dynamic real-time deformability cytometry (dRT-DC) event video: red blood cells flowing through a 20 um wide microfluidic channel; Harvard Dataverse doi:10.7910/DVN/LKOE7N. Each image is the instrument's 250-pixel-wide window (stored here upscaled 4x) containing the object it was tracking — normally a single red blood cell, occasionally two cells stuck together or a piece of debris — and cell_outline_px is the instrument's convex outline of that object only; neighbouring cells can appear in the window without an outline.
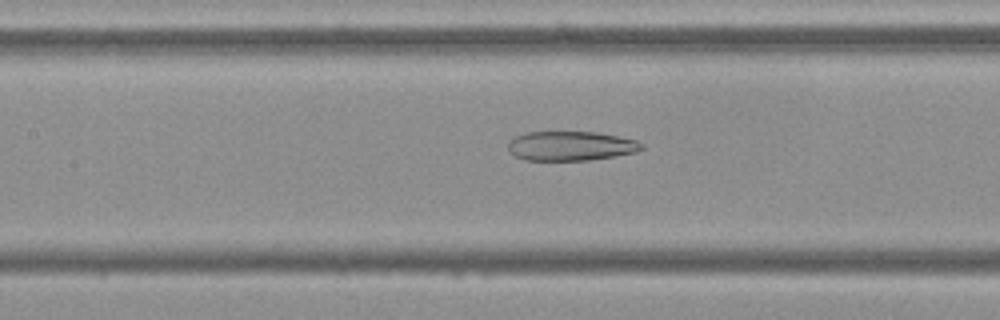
{"species": "Egyptian fruit bat (a non-hibernating species)", "species_latin": "Rousettus aegyptiacus", "temperature_condition": "cold", "stored_images_in_passage": 40, "camera_frame_rate_fps": 3000, "um_per_image_px": 0.085, "frame": {"image": 1, "passage_image": 10, "time_ms": 3.0, "image_size_px": [1000, 320], "cell_outline_px": [[644, 148], [636, 152], [616, 156], [588, 160], [524, 160], [516, 156], [508, 148], [508, 140], [516, 136], [528, 132], [596, 132], [636, 140], [644, 144]], "centroid_in_image_um": [48.53, 12.4], "position_along_channel_um": 158.9, "area_um2": 22.83}}
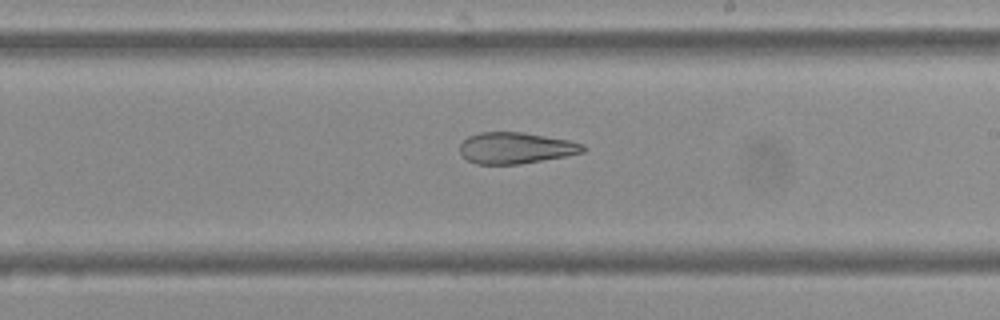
{"frame": {"image": 2, "passage_image": 17, "time_ms": 5.333, "image_size_px": [1000, 320], "cell_outline_px": [[588, 148], [584, 152], [564, 156], [520, 164], [476, 164], [468, 160], [460, 152], [460, 144], [468, 136], [480, 132], [524, 132], [568, 140], [584, 144]], "centroid_in_image_um": [43.85, 12.57], "position_along_channel_um": 245.2, "area_um2": 22.43}}
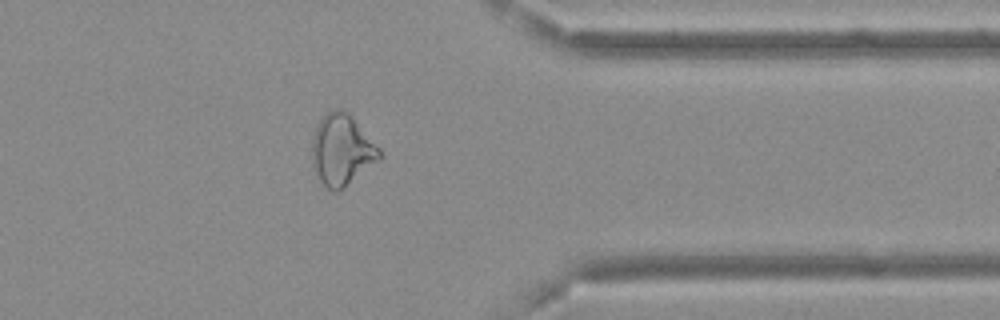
{"frame": {"image": 3, "passage_image": 29, "time_ms": 9.333, "image_size_px": [1000, 320], "cell_outline_px": [[384, 156], [380, 160], [344, 188], [336, 192], [332, 192], [320, 180], [312, 168], [312, 136], [320, 120], [328, 112], [336, 108], [340, 108], [348, 112], [352, 116], [380, 148]], "centroid_in_image_um": [29.07, 12.76], "position_along_channel_um": 382.3, "area_um2": 28.21}, "authors_computed_cell_mechanics": {"area_um2": 25.7499, "velocity_mm_per_s": 3.7089, "shape_relaxation_time_tau1_ms": null, "shape_relaxation_time_tau2_ms": 3.9159, "deformation_change_tau1": null, "deformation_change_tau2": 0.133}}